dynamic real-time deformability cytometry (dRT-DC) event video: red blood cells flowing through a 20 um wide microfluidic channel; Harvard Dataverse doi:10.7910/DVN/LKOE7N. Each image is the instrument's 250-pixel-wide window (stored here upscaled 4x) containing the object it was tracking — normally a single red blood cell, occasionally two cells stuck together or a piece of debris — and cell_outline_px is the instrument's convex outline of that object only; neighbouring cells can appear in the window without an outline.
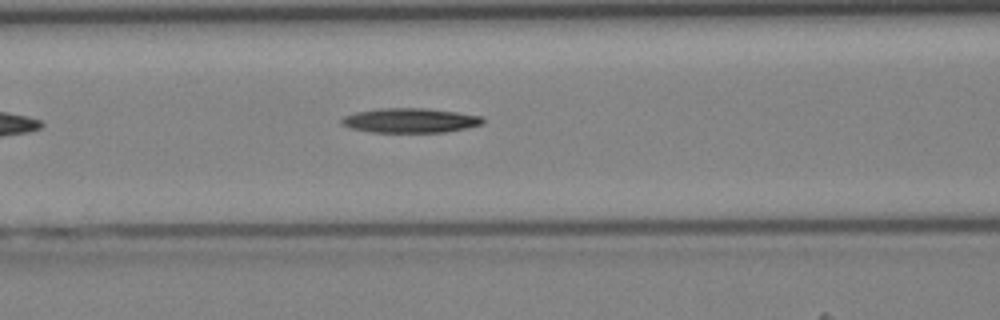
{"species": "Egyptian fruit bat (a non-hibernating species)", "species_latin": "Rousettus aegyptiacus", "temperature_condition": "cold", "stored_images_in_passage": 33, "camera_frame_rate_fps": 3000, "um_per_image_px": 0.085, "animal": {"sex": "female"}, "frame": {"image": 1, "passage_image": 8, "time_ms": 2.333, "image_size_px": [1000, 320], "cell_outline_px": [[484, 124], [468, 128], [444, 132], [368, 132], [348, 128], [340, 124], [340, 120], [344, 116], [356, 112], [376, 108], [424, 108], [456, 112], [484, 116]], "centroid_in_image_um": [34.85, 10.24], "position_along_channel_um": 131.8, "area_um2": 20.52}}
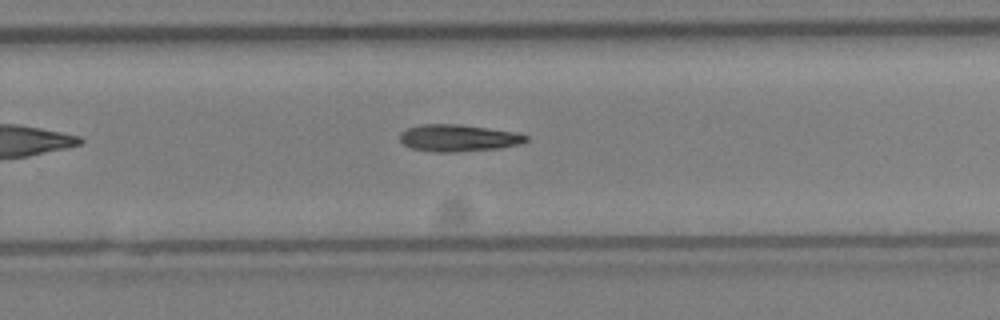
{"frame": {"image": 2, "passage_image": 18, "time_ms": 5.667, "image_size_px": [1000, 320], "cell_outline_px": [[528, 140], [520, 144], [500, 148], [452, 152], [436, 152], [412, 148], [404, 144], [400, 140], [400, 132], [408, 128], [420, 124], [460, 124], [516, 132], [528, 136]], "centroid_in_image_um": [38.96, 11.72], "position_along_channel_um": 290.8, "area_um2": 19.77}}
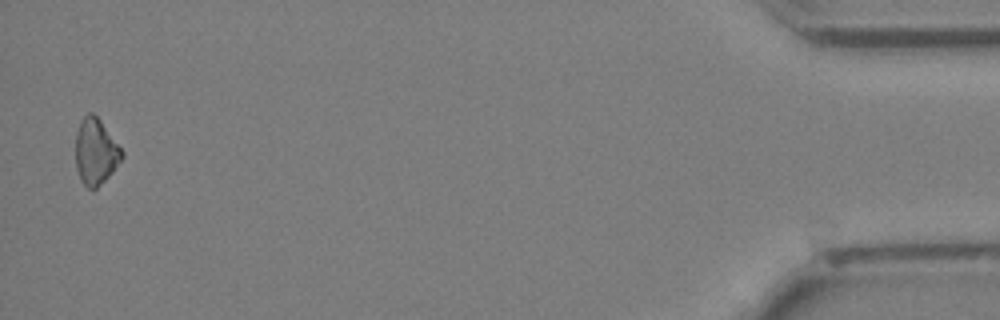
{"frame": {"image": 3, "passage_image": 32, "time_ms": 10.333, "image_size_px": [1000, 320], "cell_outline_px": [[124, 156], [112, 172], [96, 188], [88, 188], [80, 180], [76, 168], [76, 132], [80, 120], [88, 112], [92, 112], [100, 120], [124, 152]], "centroid_in_image_um": [8.12, 12.87], "position_along_channel_um": 427.1, "area_um2": 17.69}}